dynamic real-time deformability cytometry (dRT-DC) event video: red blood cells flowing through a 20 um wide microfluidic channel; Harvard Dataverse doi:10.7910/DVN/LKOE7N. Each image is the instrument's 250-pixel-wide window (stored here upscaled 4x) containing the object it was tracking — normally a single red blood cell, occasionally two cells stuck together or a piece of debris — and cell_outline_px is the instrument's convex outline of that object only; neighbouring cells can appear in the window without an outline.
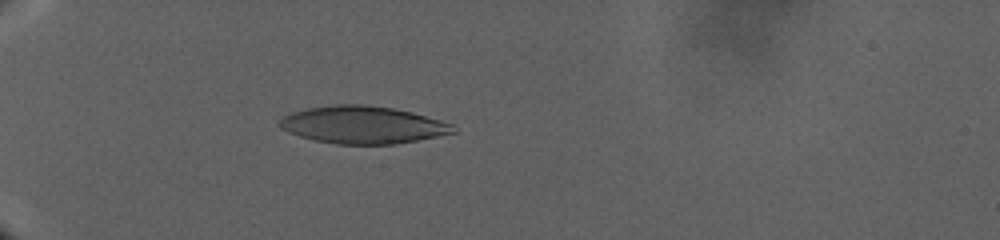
{"species": "human", "species_latin": "Homo sapiens", "temperature_condition": "warm", "stored_images_in_passage": 62, "camera_frame_rate_fps": 3000, "um_per_image_px": 0.085, "donor": {"sex": "male"}, "frame": {"image": 1, "passage_image": 15, "time_ms": 15.0, "image_size_px": [1000, 240], "cell_outline_px": [[456, 132], [396, 144], [336, 144], [316, 140], [300, 136], [288, 132], [280, 128], [276, 124], [280, 116], [292, 112], [308, 108], [332, 104], [364, 104], [392, 108], [412, 112], [440, 120], [452, 124], [456, 128]], "centroid_in_image_um": [30.78, 10.6], "position_along_channel_um": 54.2, "area_um2": 37.97}}
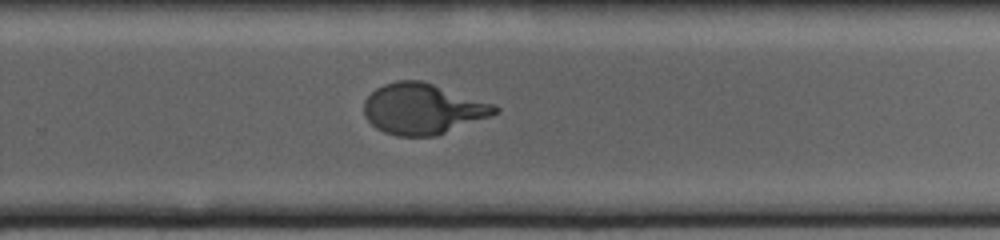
{"frame": {"image": 2, "passage_image": 40, "time_ms": 31.0, "image_size_px": [1000, 240], "cell_outline_px": [[500, 112], [436, 136], [396, 136], [384, 132], [376, 128], [364, 116], [364, 100], [376, 88], [384, 84], [396, 80], [420, 80], [496, 104], [500, 108]], "centroid_in_image_um": [35.93, 9.25], "position_along_channel_um": 293.9, "area_um2": 38.67}}
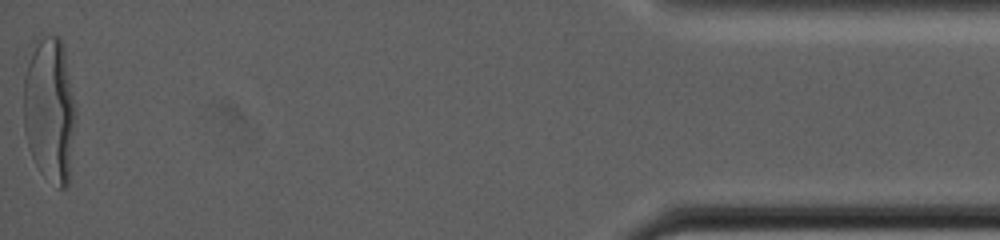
{"frame": {"image": 3, "passage_image": 62, "time_ms": 43.0, "image_size_px": [1000, 240], "cell_outline_px": [[76, 116], [68, 184], [64, 188], [60, 188], [40, 172], [32, 156], [28, 144], [24, 128], [24, 76], [36, 36], [40, 32], [60, 36], [64, 48], [76, 108]], "centroid_in_image_um": [4.22, 9.25], "position_along_channel_um": 431.0, "area_um2": 44.51}}